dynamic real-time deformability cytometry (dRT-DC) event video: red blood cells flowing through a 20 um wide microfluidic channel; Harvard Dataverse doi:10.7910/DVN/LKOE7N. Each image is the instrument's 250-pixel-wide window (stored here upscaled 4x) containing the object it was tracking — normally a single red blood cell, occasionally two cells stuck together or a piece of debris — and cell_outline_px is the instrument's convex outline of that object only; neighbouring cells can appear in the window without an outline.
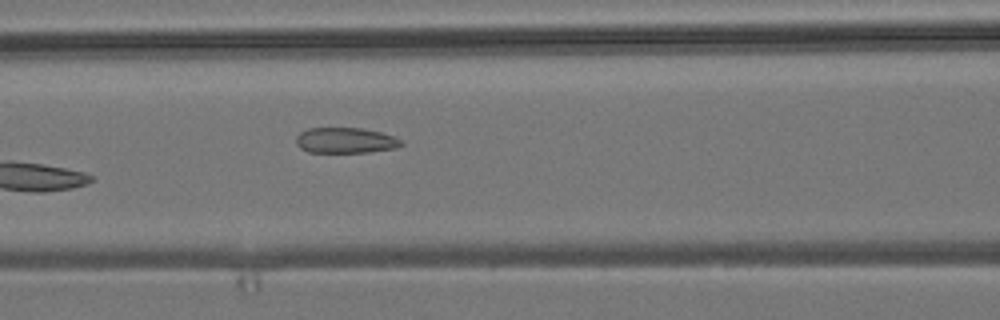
{"species": "common noctule bat (a hibernating species)", "species_latin": "Nyctalus noctula", "temperature_condition": "room temperature", "stored_images_in_passage": 6, "camera_frame_rate_fps": 3000, "um_per_image_px": 0.085, "animal": {"sex": "male", "body_mass_g": 19.2, "forearm_length_mm": 51.8}, "frame": {"image": 1, "passage_image": 6, "time_ms": 1.667, "image_size_px": [1000, 320], "cell_outline_px": [[404, 144], [396, 148], [368, 152], [308, 152], [300, 148], [296, 144], [296, 136], [300, 132], [308, 128], [360, 128], [380, 132], [396, 136], [404, 140]], "centroid_in_image_um": [29.4, 11.93], "position_along_channel_um": 137.2, "area_um2": 15.84}}